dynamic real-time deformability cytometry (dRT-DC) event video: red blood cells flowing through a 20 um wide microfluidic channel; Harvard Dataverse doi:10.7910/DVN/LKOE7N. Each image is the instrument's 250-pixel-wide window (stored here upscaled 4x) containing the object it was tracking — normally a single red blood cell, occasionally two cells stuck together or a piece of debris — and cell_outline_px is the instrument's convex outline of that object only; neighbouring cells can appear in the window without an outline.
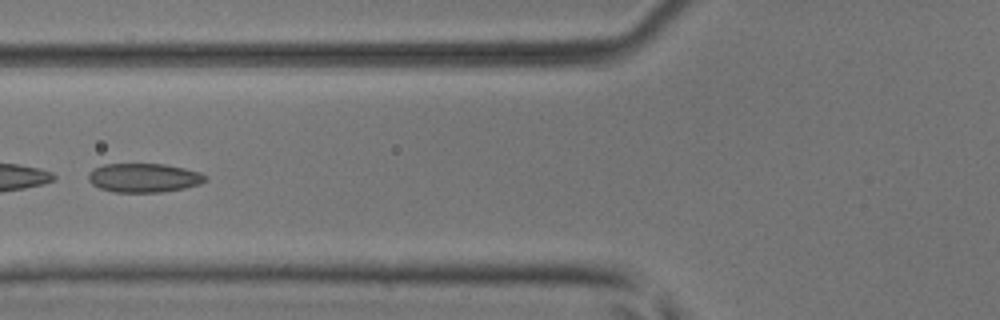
{"species": "common noctule bat (a hibernating species)", "species_latin": "Nyctalus noctula", "temperature_condition": "room temperature", "stored_images_in_passage": 6, "camera_frame_rate_fps": 3000, "um_per_image_px": 0.085, "animal": {"sex": "male", "body_mass_g": 17.9, "forearm_length_mm": 54.2}, "frame": {"image": 1, "passage_image": 5, "time_ms": 1.333, "image_size_px": [1000, 320], "cell_outline_px": [[208, 180], [200, 184], [184, 188], [160, 192], [112, 192], [100, 188], [92, 184], [88, 180], [88, 176], [96, 168], [104, 164], [164, 164], [184, 168], [200, 172], [208, 176]], "centroid_in_image_um": [12.27, 15.12], "position_along_channel_um": 113.5, "area_um2": 19.71}}
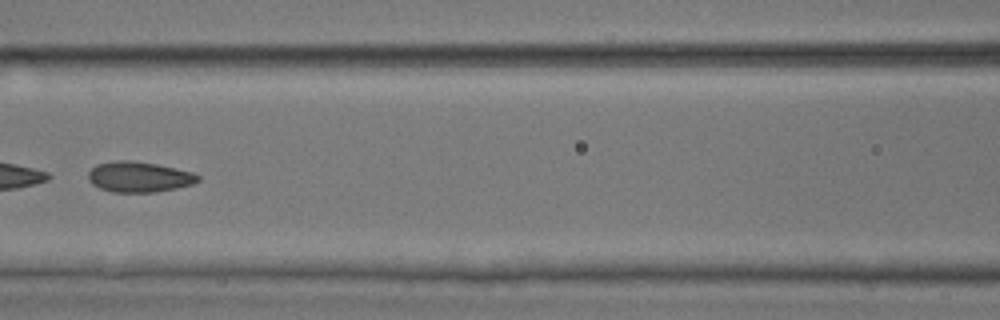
{"frame": {"image": 2, "passage_image": 6, "time_ms": 1.667, "image_size_px": [1000, 320], "cell_outline_px": [[200, 180], [192, 184], [176, 188], [152, 192], [112, 192], [100, 188], [92, 184], [88, 180], [88, 172], [96, 164], [116, 160], [132, 160], [156, 164], [192, 172], [200, 176]], "centroid_in_image_um": [11.79, 15.03], "position_along_channel_um": 154.8, "area_um2": 19.48}}